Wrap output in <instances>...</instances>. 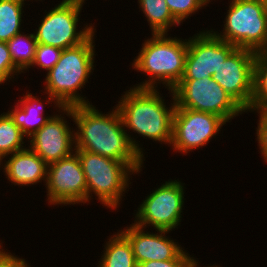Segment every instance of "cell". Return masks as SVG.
<instances>
[{"mask_svg": "<svg viewBox=\"0 0 267 267\" xmlns=\"http://www.w3.org/2000/svg\"><path fill=\"white\" fill-rule=\"evenodd\" d=\"M173 17L181 24L191 14L196 13L202 6H207L210 0H165Z\"/></svg>", "mask_w": 267, "mask_h": 267, "instance_id": "cell-24", "label": "cell"}, {"mask_svg": "<svg viewBox=\"0 0 267 267\" xmlns=\"http://www.w3.org/2000/svg\"><path fill=\"white\" fill-rule=\"evenodd\" d=\"M261 1L267 7V0H261Z\"/></svg>", "mask_w": 267, "mask_h": 267, "instance_id": "cell-30", "label": "cell"}, {"mask_svg": "<svg viewBox=\"0 0 267 267\" xmlns=\"http://www.w3.org/2000/svg\"><path fill=\"white\" fill-rule=\"evenodd\" d=\"M24 134L8 113L0 115V162L3 158L25 149ZM24 147V148H23Z\"/></svg>", "mask_w": 267, "mask_h": 267, "instance_id": "cell-22", "label": "cell"}, {"mask_svg": "<svg viewBox=\"0 0 267 267\" xmlns=\"http://www.w3.org/2000/svg\"><path fill=\"white\" fill-rule=\"evenodd\" d=\"M142 45L132 67L150 76L149 80L134 87L155 89L162 82L166 85L165 88L172 90L182 80L185 72L188 41L167 37L166 34H153Z\"/></svg>", "mask_w": 267, "mask_h": 267, "instance_id": "cell-4", "label": "cell"}, {"mask_svg": "<svg viewBox=\"0 0 267 267\" xmlns=\"http://www.w3.org/2000/svg\"><path fill=\"white\" fill-rule=\"evenodd\" d=\"M259 114V123L257 126V141L261 154L267 162V110H256Z\"/></svg>", "mask_w": 267, "mask_h": 267, "instance_id": "cell-28", "label": "cell"}, {"mask_svg": "<svg viewBox=\"0 0 267 267\" xmlns=\"http://www.w3.org/2000/svg\"><path fill=\"white\" fill-rule=\"evenodd\" d=\"M135 225L120 230V232L131 243L136 263L145 261H166L175 259L184 249L177 242L169 239L166 235L167 230H156L158 232L150 233Z\"/></svg>", "mask_w": 267, "mask_h": 267, "instance_id": "cell-15", "label": "cell"}, {"mask_svg": "<svg viewBox=\"0 0 267 267\" xmlns=\"http://www.w3.org/2000/svg\"><path fill=\"white\" fill-rule=\"evenodd\" d=\"M139 8L145 14L153 34H167L170 27L180 25L173 17L165 0H138Z\"/></svg>", "mask_w": 267, "mask_h": 267, "instance_id": "cell-19", "label": "cell"}, {"mask_svg": "<svg viewBox=\"0 0 267 267\" xmlns=\"http://www.w3.org/2000/svg\"><path fill=\"white\" fill-rule=\"evenodd\" d=\"M236 48L235 45L217 38L211 30L200 31L199 34L188 39L185 72L182 79L212 77Z\"/></svg>", "mask_w": 267, "mask_h": 267, "instance_id": "cell-13", "label": "cell"}, {"mask_svg": "<svg viewBox=\"0 0 267 267\" xmlns=\"http://www.w3.org/2000/svg\"><path fill=\"white\" fill-rule=\"evenodd\" d=\"M9 156L3 172L11 183L20 186L34 185L42 180L46 183L48 165L30 147Z\"/></svg>", "mask_w": 267, "mask_h": 267, "instance_id": "cell-16", "label": "cell"}, {"mask_svg": "<svg viewBox=\"0 0 267 267\" xmlns=\"http://www.w3.org/2000/svg\"><path fill=\"white\" fill-rule=\"evenodd\" d=\"M198 260H195L188 253L182 251L175 259L166 261H145L138 263L137 267H199Z\"/></svg>", "mask_w": 267, "mask_h": 267, "instance_id": "cell-26", "label": "cell"}, {"mask_svg": "<svg viewBox=\"0 0 267 267\" xmlns=\"http://www.w3.org/2000/svg\"><path fill=\"white\" fill-rule=\"evenodd\" d=\"M16 73L20 74L21 71L14 65L6 42L0 41V84L14 79Z\"/></svg>", "mask_w": 267, "mask_h": 267, "instance_id": "cell-27", "label": "cell"}, {"mask_svg": "<svg viewBox=\"0 0 267 267\" xmlns=\"http://www.w3.org/2000/svg\"><path fill=\"white\" fill-rule=\"evenodd\" d=\"M184 185L179 180L163 183L159 188L150 192L143 200L135 215L134 224L145 229L153 226L156 230L177 228L182 218L184 205Z\"/></svg>", "mask_w": 267, "mask_h": 267, "instance_id": "cell-9", "label": "cell"}, {"mask_svg": "<svg viewBox=\"0 0 267 267\" xmlns=\"http://www.w3.org/2000/svg\"><path fill=\"white\" fill-rule=\"evenodd\" d=\"M47 197L50 205L85 204L87 183L81 161L74 151L68 157L48 165Z\"/></svg>", "mask_w": 267, "mask_h": 267, "instance_id": "cell-10", "label": "cell"}, {"mask_svg": "<svg viewBox=\"0 0 267 267\" xmlns=\"http://www.w3.org/2000/svg\"><path fill=\"white\" fill-rule=\"evenodd\" d=\"M42 100L27 92L23 98L14 106V109L7 112L14 123L21 129L25 136H31L38 131L52 116H44ZM44 116V117H43Z\"/></svg>", "mask_w": 267, "mask_h": 267, "instance_id": "cell-17", "label": "cell"}, {"mask_svg": "<svg viewBox=\"0 0 267 267\" xmlns=\"http://www.w3.org/2000/svg\"><path fill=\"white\" fill-rule=\"evenodd\" d=\"M93 43L94 33L85 42L62 50L60 59L46 74L44 88L49 95L46 103L54 102L59 109L90 104L86 97H81L77 92L88 82L94 70L96 54Z\"/></svg>", "mask_w": 267, "mask_h": 267, "instance_id": "cell-3", "label": "cell"}, {"mask_svg": "<svg viewBox=\"0 0 267 267\" xmlns=\"http://www.w3.org/2000/svg\"><path fill=\"white\" fill-rule=\"evenodd\" d=\"M62 53L61 48L51 45L37 44L35 59L32 66H39L40 68L49 71L60 59Z\"/></svg>", "mask_w": 267, "mask_h": 267, "instance_id": "cell-25", "label": "cell"}, {"mask_svg": "<svg viewBox=\"0 0 267 267\" xmlns=\"http://www.w3.org/2000/svg\"><path fill=\"white\" fill-rule=\"evenodd\" d=\"M256 52L236 48L212 78L246 111L251 110Z\"/></svg>", "mask_w": 267, "mask_h": 267, "instance_id": "cell-12", "label": "cell"}, {"mask_svg": "<svg viewBox=\"0 0 267 267\" xmlns=\"http://www.w3.org/2000/svg\"><path fill=\"white\" fill-rule=\"evenodd\" d=\"M169 92L176 108L212 113L226 122L246 112L212 77L182 79Z\"/></svg>", "mask_w": 267, "mask_h": 267, "instance_id": "cell-7", "label": "cell"}, {"mask_svg": "<svg viewBox=\"0 0 267 267\" xmlns=\"http://www.w3.org/2000/svg\"><path fill=\"white\" fill-rule=\"evenodd\" d=\"M6 44L14 65L21 72L32 67L38 44L34 33L27 36L20 32L7 41Z\"/></svg>", "mask_w": 267, "mask_h": 267, "instance_id": "cell-20", "label": "cell"}, {"mask_svg": "<svg viewBox=\"0 0 267 267\" xmlns=\"http://www.w3.org/2000/svg\"><path fill=\"white\" fill-rule=\"evenodd\" d=\"M159 94L156 88L131 87L121 96L116 107L128 130L171 146L176 103L173 95L174 101L167 108Z\"/></svg>", "mask_w": 267, "mask_h": 267, "instance_id": "cell-2", "label": "cell"}, {"mask_svg": "<svg viewBox=\"0 0 267 267\" xmlns=\"http://www.w3.org/2000/svg\"><path fill=\"white\" fill-rule=\"evenodd\" d=\"M226 121L212 113L175 108L173 115L172 149L188 153L215 138Z\"/></svg>", "mask_w": 267, "mask_h": 267, "instance_id": "cell-11", "label": "cell"}, {"mask_svg": "<svg viewBox=\"0 0 267 267\" xmlns=\"http://www.w3.org/2000/svg\"><path fill=\"white\" fill-rule=\"evenodd\" d=\"M267 110V55L257 52L254 62L251 111Z\"/></svg>", "mask_w": 267, "mask_h": 267, "instance_id": "cell-23", "label": "cell"}, {"mask_svg": "<svg viewBox=\"0 0 267 267\" xmlns=\"http://www.w3.org/2000/svg\"><path fill=\"white\" fill-rule=\"evenodd\" d=\"M108 240L98 267H137L131 243L120 231Z\"/></svg>", "mask_w": 267, "mask_h": 267, "instance_id": "cell-18", "label": "cell"}, {"mask_svg": "<svg viewBox=\"0 0 267 267\" xmlns=\"http://www.w3.org/2000/svg\"><path fill=\"white\" fill-rule=\"evenodd\" d=\"M83 3V0H63L47 14L45 13L34 33L37 43L63 50L85 42L96 29L92 24L91 26L87 24L84 29L76 31Z\"/></svg>", "mask_w": 267, "mask_h": 267, "instance_id": "cell-8", "label": "cell"}, {"mask_svg": "<svg viewBox=\"0 0 267 267\" xmlns=\"http://www.w3.org/2000/svg\"><path fill=\"white\" fill-rule=\"evenodd\" d=\"M59 112L72 117L77 126L74 150L129 163L137 172L142 171L143 150L127 134L117 107L108 114L100 113L92 104L63 107Z\"/></svg>", "mask_w": 267, "mask_h": 267, "instance_id": "cell-1", "label": "cell"}, {"mask_svg": "<svg viewBox=\"0 0 267 267\" xmlns=\"http://www.w3.org/2000/svg\"><path fill=\"white\" fill-rule=\"evenodd\" d=\"M54 115L28 139L30 148L50 165L73 153L74 130L71 131L65 117Z\"/></svg>", "mask_w": 267, "mask_h": 267, "instance_id": "cell-14", "label": "cell"}, {"mask_svg": "<svg viewBox=\"0 0 267 267\" xmlns=\"http://www.w3.org/2000/svg\"><path fill=\"white\" fill-rule=\"evenodd\" d=\"M262 52L267 55V46Z\"/></svg>", "mask_w": 267, "mask_h": 267, "instance_id": "cell-31", "label": "cell"}, {"mask_svg": "<svg viewBox=\"0 0 267 267\" xmlns=\"http://www.w3.org/2000/svg\"><path fill=\"white\" fill-rule=\"evenodd\" d=\"M0 267H29V265H27L25 259L18 258L2 249L0 251Z\"/></svg>", "mask_w": 267, "mask_h": 267, "instance_id": "cell-29", "label": "cell"}, {"mask_svg": "<svg viewBox=\"0 0 267 267\" xmlns=\"http://www.w3.org/2000/svg\"><path fill=\"white\" fill-rule=\"evenodd\" d=\"M230 2L223 33L211 32L237 48L262 52L267 46V7L261 0Z\"/></svg>", "mask_w": 267, "mask_h": 267, "instance_id": "cell-6", "label": "cell"}, {"mask_svg": "<svg viewBox=\"0 0 267 267\" xmlns=\"http://www.w3.org/2000/svg\"><path fill=\"white\" fill-rule=\"evenodd\" d=\"M81 161L87 183V202L94 193L111 209L120 205L123 192L129 187L130 173H138L129 163L113 160L86 150H75ZM129 175V176H128Z\"/></svg>", "mask_w": 267, "mask_h": 267, "instance_id": "cell-5", "label": "cell"}, {"mask_svg": "<svg viewBox=\"0 0 267 267\" xmlns=\"http://www.w3.org/2000/svg\"><path fill=\"white\" fill-rule=\"evenodd\" d=\"M21 0H0V41L7 42L20 33L22 10Z\"/></svg>", "mask_w": 267, "mask_h": 267, "instance_id": "cell-21", "label": "cell"}]
</instances>
